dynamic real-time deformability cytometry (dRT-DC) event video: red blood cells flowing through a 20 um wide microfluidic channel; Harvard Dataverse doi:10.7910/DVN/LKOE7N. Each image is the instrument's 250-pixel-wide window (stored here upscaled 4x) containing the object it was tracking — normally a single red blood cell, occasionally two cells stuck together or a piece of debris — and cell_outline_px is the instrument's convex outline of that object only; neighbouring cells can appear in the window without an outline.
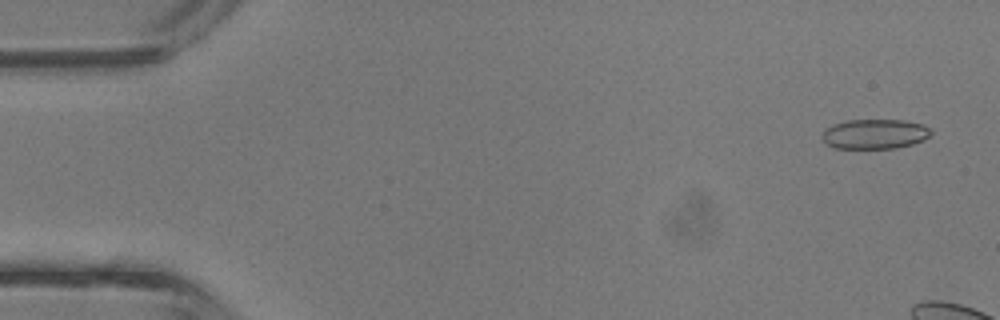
{"species": "common noctule bat (a hibernating species)", "species_latin": "Nyctalus noctula", "temperature_condition": "room temperature", "stored_images_in_passage": 8, "camera_frame_rate_fps": 3000, "um_per_image_px": 0.085, "animal": {"sex": "male", "body_mass_g": 13.3}, "frame": {"image": 1, "passage_image": 2, "time_ms": 0.333, "image_size_px": [1000, 320], "cell_outline_px": [[932, 132], [924, 140], [912, 144], [896, 148], [832, 148], [824, 144], [820, 136], [824, 128], [848, 120], [904, 120], [924, 124], [932, 128]], "centroid_in_image_um": [74.34, 11.39], "position_along_channel_um": 10.7, "area_um2": 19.19}}